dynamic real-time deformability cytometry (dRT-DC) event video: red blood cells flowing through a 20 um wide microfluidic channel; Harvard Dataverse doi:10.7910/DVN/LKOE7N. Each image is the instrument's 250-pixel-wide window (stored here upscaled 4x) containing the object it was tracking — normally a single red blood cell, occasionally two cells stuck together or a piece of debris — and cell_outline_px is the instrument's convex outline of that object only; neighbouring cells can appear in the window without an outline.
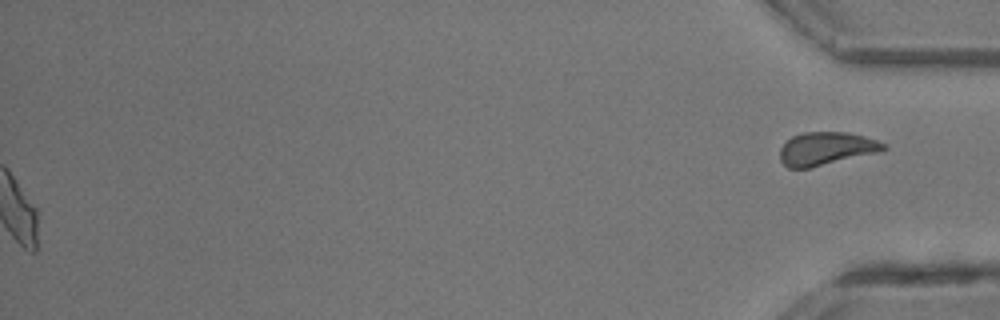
{"species": "common noctule bat (a hibernating species)", "species_latin": "Nyctalus noctula", "temperature_condition": "room temperature", "stored_images_in_passage": 37, "segment_of_instrument_passage": [2, 2], "camera_frame_rate_fps": 3000, "um_per_image_px": 0.085, "animal": {"sex": "male", "body_mass_g": 13.3}, "frame": {"image": 1, "passage_image": 37, "time_ms": 12.0, "image_size_px": [1000, 320], "cell_outline_px": [[888, 148], [880, 152], [808, 168], [788, 168], [780, 160], [780, 148], [792, 136], [804, 132], [844, 132], [864, 136], [876, 140], [884, 144]], "centroid_in_image_um": [70.22, 12.63], "position_along_channel_um": 365.0, "area_um2": 19.83}}